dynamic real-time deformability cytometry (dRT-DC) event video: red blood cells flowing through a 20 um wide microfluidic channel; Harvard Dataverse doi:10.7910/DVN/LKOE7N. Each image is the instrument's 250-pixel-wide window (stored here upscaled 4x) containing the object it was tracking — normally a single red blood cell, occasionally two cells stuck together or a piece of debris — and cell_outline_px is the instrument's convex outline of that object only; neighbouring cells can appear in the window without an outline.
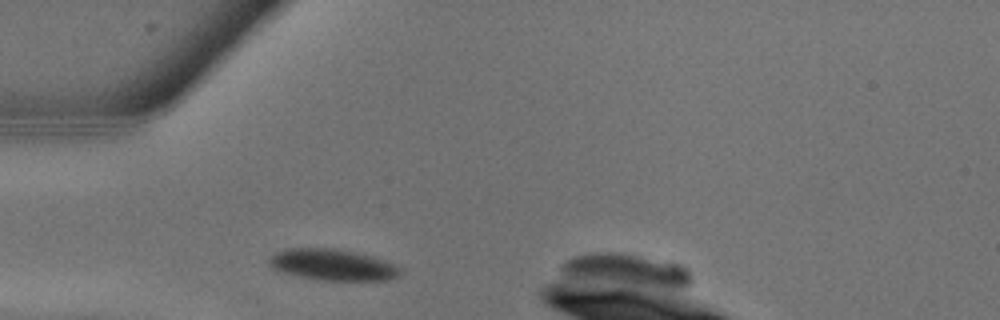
{"species": "common noctule bat (a hibernating species)", "species_latin": "Nyctalus noctula", "temperature_condition": "warm", "stored_images_in_passage": 7, "camera_frame_rate_fps": 3000, "um_per_image_px": 0.085, "animal": {"sex": "male", "body_mass_g": 13.3}, "frame": {"image": 1, "passage_image": 2, "time_ms": 0.333, "image_size_px": [1000, 320], "cell_outline_px": [[404, 268], [400, 276], [388, 280], [320, 280], [296, 276], [280, 272], [272, 268], [268, 264], [268, 256], [276, 252], [288, 248], [332, 248], [372, 256], [396, 264]], "centroid_in_image_um": [28.27, 22.51], "position_along_channel_um": 56.7, "area_um2": 24.22}}
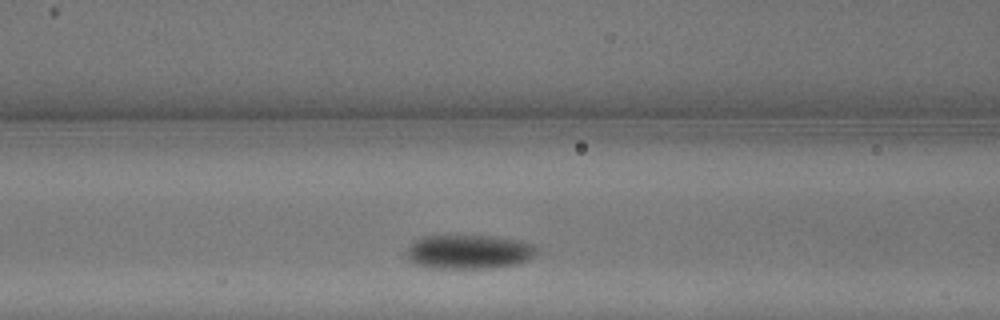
{"frame": {"image": 2, "passage_image": 5, "time_ms": 1.333, "image_size_px": [1000, 320], "cell_outline_px": [[536, 252], [528, 260], [520, 264], [488, 268], [436, 268], [412, 264], [408, 260], [404, 252], [408, 244], [424, 236], [496, 236], [520, 240], [536, 244]], "centroid_in_image_um": [39.83, 21.4], "position_along_channel_um": 126.8, "area_um2": 26.3}}
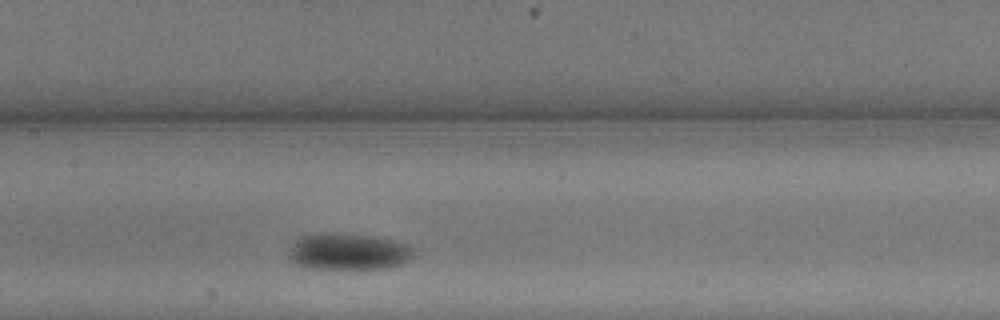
{"frame": {"image": 3, "passage_image": 7, "time_ms": 2.0, "image_size_px": [1000, 320], "cell_outline_px": [[416, 248], [412, 256], [408, 260], [400, 264], [388, 268], [304, 268], [296, 264], [288, 256], [288, 248], [300, 236], [320, 232], [336, 232], [368, 236], [392, 240], [408, 244]], "centroid_in_image_um": [29.57, 21.37], "position_along_channel_um": 177.8, "area_um2": 26.82}}